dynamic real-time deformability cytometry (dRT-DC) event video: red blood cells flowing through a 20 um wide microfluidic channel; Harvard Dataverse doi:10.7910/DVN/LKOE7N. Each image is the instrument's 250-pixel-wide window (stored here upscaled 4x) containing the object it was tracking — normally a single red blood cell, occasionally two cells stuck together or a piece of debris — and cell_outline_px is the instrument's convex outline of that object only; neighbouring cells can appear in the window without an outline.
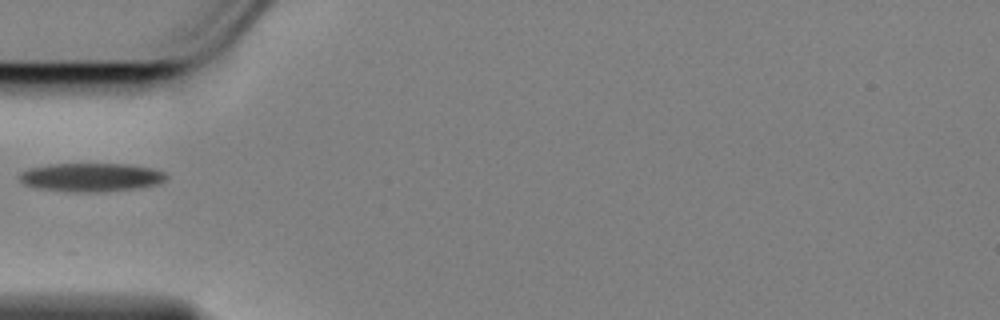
{"species": "Egyptian fruit bat (a non-hibernating species)", "species_latin": "Rousettus aegyptiacus", "temperature_condition": "cold", "stored_images_in_passage": 13, "camera_frame_rate_fps": 3000, "um_per_image_px": 0.085, "animal": {"sex": "female"}, "frame": {"image": 1, "passage_image": 1, "time_ms": 0.0, "image_size_px": [1000, 320], "cell_outline_px": [[168, 176], [164, 180], [156, 184], [136, 188], [92, 192], [72, 192], [36, 188], [24, 184], [20, 180], [20, 172], [28, 168], [52, 164], [128, 164], [152, 168], [164, 172]], "centroid_in_image_um": [7.71, 15.06], "position_along_channel_um": 77.3, "area_um2": 24.28}}
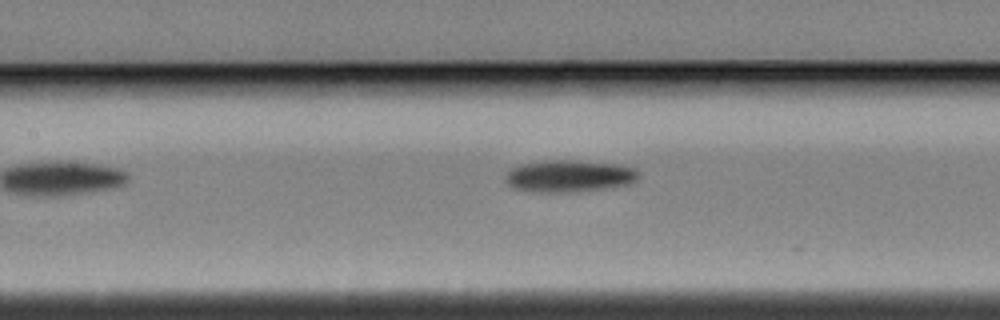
{"frame": {"image": 2, "passage_image": 8, "time_ms": 2.333, "image_size_px": [1000, 320], "cell_outline_px": [[640, 176], [632, 184], [576, 192], [532, 192], [512, 188], [504, 180], [504, 176], [512, 168], [520, 164], [548, 160], [576, 160], [616, 164], [636, 168], [640, 172]], "centroid_in_image_um": [48.39, 14.97], "position_along_channel_um": 159.0, "area_um2": 25.2}}
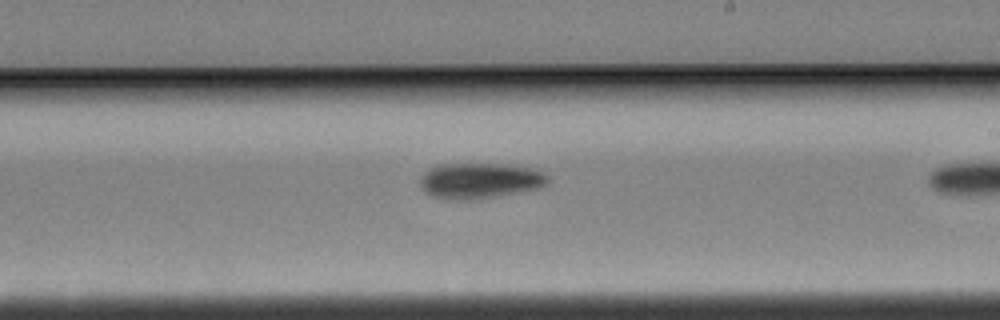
{"frame": {"image": 3, "passage_image": 12, "time_ms": 3.667, "image_size_px": [1000, 320], "cell_outline_px": [[548, 180], [544, 184], [536, 188], [496, 196], [468, 200], [456, 200], [432, 196], [420, 184], [420, 176], [428, 168], [436, 164], [500, 164], [528, 168], [540, 172]], "centroid_in_image_um": [40.67, 15.35], "position_along_channel_um": 248.3, "area_um2": 25.84}}